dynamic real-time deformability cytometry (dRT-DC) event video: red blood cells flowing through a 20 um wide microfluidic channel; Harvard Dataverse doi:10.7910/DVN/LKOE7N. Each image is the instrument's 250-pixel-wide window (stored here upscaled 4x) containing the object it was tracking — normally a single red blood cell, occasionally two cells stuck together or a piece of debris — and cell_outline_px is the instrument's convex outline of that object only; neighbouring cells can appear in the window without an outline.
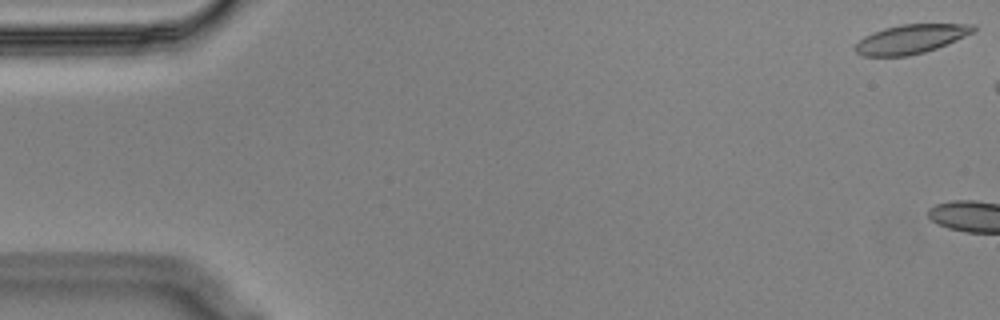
{"species": "Egyptian fruit bat (a non-hibernating species)", "species_latin": "Rousettus aegyptiacus", "temperature_condition": "cold", "stored_images_in_passage": 4, "camera_frame_rate_fps": 3000, "um_per_image_px": 0.085, "animal": {"sex": "male"}, "frame": {"image": 1, "passage_image": 1, "time_ms": 0.0, "image_size_px": [1000, 320], "cell_outline_px": [[976, 32], [936, 48], [924, 52], [908, 56], [864, 56], [856, 52], [852, 48], [864, 36], [872, 32], [884, 28], [900, 24], [976, 24]], "centroid_in_image_um": [77.43, 3.31], "position_along_channel_um": 7.6, "area_um2": 20.11}}